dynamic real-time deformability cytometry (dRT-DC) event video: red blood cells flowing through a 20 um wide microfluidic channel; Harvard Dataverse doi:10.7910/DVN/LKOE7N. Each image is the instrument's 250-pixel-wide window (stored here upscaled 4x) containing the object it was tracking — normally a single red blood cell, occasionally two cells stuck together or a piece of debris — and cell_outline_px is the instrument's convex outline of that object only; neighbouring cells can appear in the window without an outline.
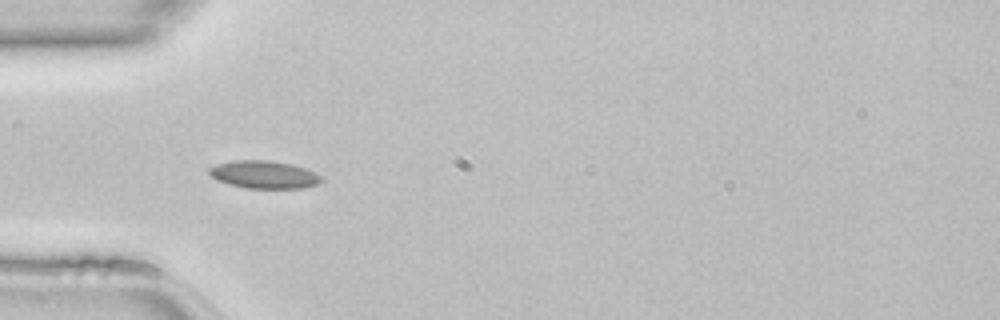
{"species": "common noctule bat (a hibernating species)", "species_latin": "Nyctalus noctula", "temperature_condition": "room temperature", "stored_images_in_passage": 46, "camera_frame_rate_fps": 3000, "um_per_image_px": 0.085, "animal": {"sex": "female", "body_mass_g": 22.7, "forearm_length_mm": 54.2}, "frame": {"image": 1, "passage_image": 14, "time_ms": 4.333, "image_size_px": [1000, 320], "cell_outline_px": [[324, 180], [316, 184], [304, 188], [244, 188], [228, 184], [216, 180], [208, 172], [208, 168], [216, 164], [236, 160], [268, 160], [292, 164], [304, 168], [320, 176]], "centroid_in_image_um": [22.4, 14.84], "position_along_channel_um": 62.6, "area_um2": 18.09}}